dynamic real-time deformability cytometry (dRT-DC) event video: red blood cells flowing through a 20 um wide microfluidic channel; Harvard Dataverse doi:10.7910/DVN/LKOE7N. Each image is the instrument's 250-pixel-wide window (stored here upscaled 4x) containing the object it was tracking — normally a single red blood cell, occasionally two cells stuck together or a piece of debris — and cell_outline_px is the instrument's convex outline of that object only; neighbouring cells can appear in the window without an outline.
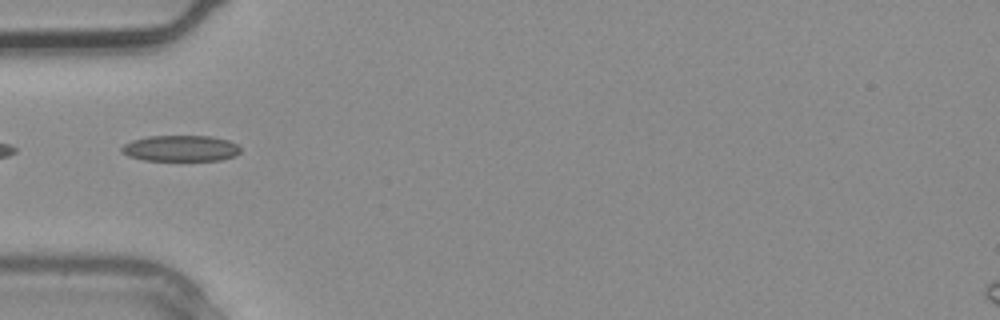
{"species": "common noctule bat (a hibernating species)", "species_latin": "Nyctalus noctula", "temperature_condition": "warm", "stored_images_in_passage": 3, "camera_frame_rate_fps": 3000, "um_per_image_px": 0.085, "animal": {"sex": "male", "body_mass_g": 20.4}, "frame": {"image": 1, "passage_image": 3, "time_ms": 0.667, "image_size_px": [1000, 320], "cell_outline_px": [[240, 152], [236, 156], [220, 160], [144, 160], [128, 156], [120, 152], [120, 148], [124, 144], [132, 140], [148, 136], [208, 136], [228, 140], [236, 144], [240, 148]], "centroid_in_image_um": [15.33, 12.61], "position_along_channel_um": 69.7, "area_um2": 18.03}}